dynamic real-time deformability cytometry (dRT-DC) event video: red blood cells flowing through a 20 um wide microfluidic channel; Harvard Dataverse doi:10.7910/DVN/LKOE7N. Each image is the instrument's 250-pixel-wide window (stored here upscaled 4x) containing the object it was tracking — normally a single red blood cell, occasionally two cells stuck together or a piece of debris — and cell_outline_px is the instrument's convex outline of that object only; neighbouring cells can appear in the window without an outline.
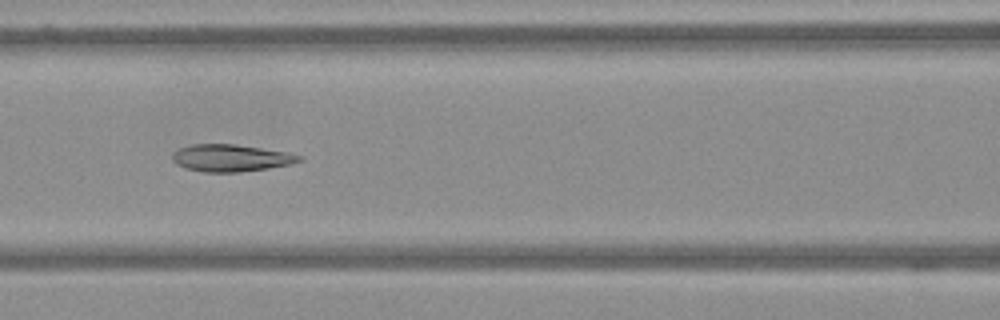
{"species": "Egyptian fruit bat (a non-hibernating species)", "species_latin": "Rousettus aegyptiacus", "temperature_condition": "warm", "stored_images_in_passage": 63, "camera_frame_rate_fps": 3000, "um_per_image_px": 0.085, "frame": {"image": 1, "passage_image": 28, "time_ms": 9.0, "image_size_px": [1000, 320], "cell_outline_px": [[304, 160], [292, 164], [268, 168], [236, 172], [204, 172], [184, 168], [176, 164], [172, 160], [172, 152], [180, 148], [192, 144], [236, 144], [288, 152], [304, 156]], "centroid_in_image_um": [19.64, 13.42], "position_along_channel_um": 147.0, "area_um2": 20.23}}
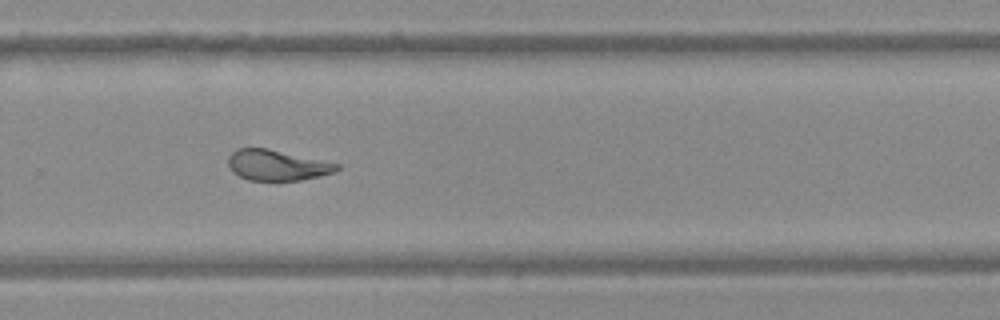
{"frame": {"image": 2, "passage_image": 43, "time_ms": 14.0, "image_size_px": [1000, 320], "cell_outline_px": [[340, 168], [336, 172], [320, 176], [300, 180], [248, 180], [232, 172], [228, 168], [228, 156], [236, 148], [268, 148], [340, 164]], "centroid_in_image_um": [23.53, 14.04], "position_along_channel_um": 306.3, "area_um2": 19.48}}
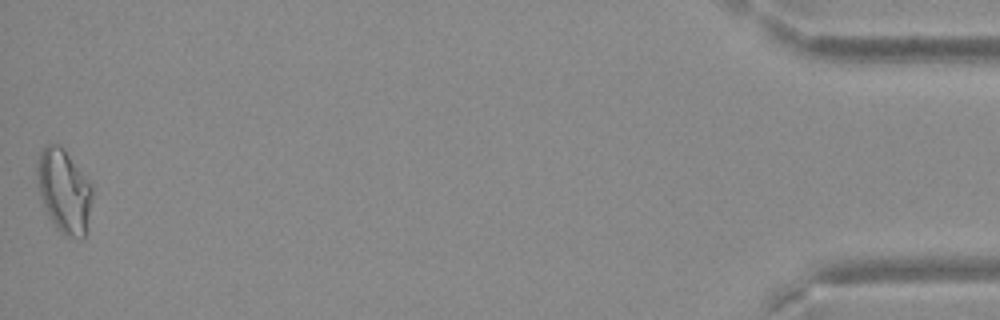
{"frame": {"image": 3, "passage_image": 63, "time_ms": 20.667, "image_size_px": [1000, 320], "cell_outline_px": [[92, 200], [88, 232], [80, 240], [64, 236], [56, 228], [44, 204], [40, 192], [36, 172], [36, 164], [40, 152], [44, 144], [60, 144], [64, 148], [92, 184]], "centroid_in_image_um": [5.48, 16.25], "position_along_channel_um": 429.7, "area_um2": 27.22}}